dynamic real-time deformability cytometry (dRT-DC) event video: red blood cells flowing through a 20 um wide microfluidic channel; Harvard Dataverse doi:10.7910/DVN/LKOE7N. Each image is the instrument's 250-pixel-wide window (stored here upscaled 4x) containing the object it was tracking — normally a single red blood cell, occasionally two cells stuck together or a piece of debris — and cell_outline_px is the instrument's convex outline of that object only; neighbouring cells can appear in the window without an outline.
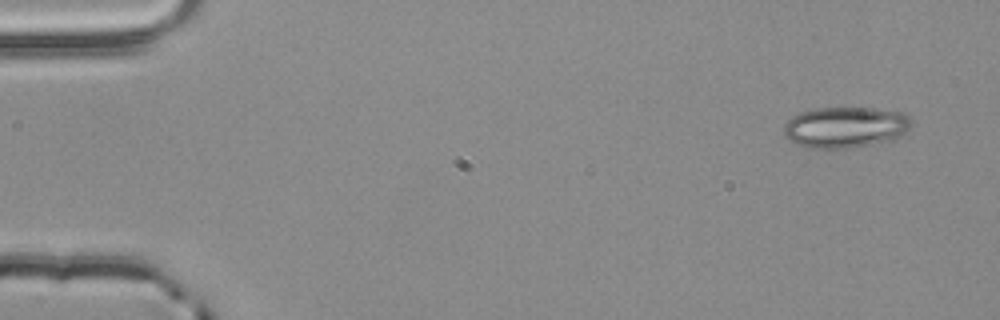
{"species": "common noctule bat (a hibernating species)", "species_latin": "Nyctalus noctula", "temperature_condition": "room temperature", "stored_images_in_passage": 5, "camera_frame_rate_fps": 3000, "um_per_image_px": 0.085, "animal": {"sex": "male", "body_mass_g": 20.4}, "frame": {"image": 1, "passage_image": 1, "time_ms": 0.0, "image_size_px": [1000, 320], "cell_outline_px": [[912, 124], [900, 136], [892, 140], [872, 144], [848, 148], [808, 148], [796, 144], [788, 140], [784, 136], [784, 124], [792, 116], [800, 112], [816, 108], [872, 108], [904, 112], [912, 120]], "centroid_in_image_um": [71.83, 10.81], "position_along_channel_um": 13.2, "area_um2": 30.63}}